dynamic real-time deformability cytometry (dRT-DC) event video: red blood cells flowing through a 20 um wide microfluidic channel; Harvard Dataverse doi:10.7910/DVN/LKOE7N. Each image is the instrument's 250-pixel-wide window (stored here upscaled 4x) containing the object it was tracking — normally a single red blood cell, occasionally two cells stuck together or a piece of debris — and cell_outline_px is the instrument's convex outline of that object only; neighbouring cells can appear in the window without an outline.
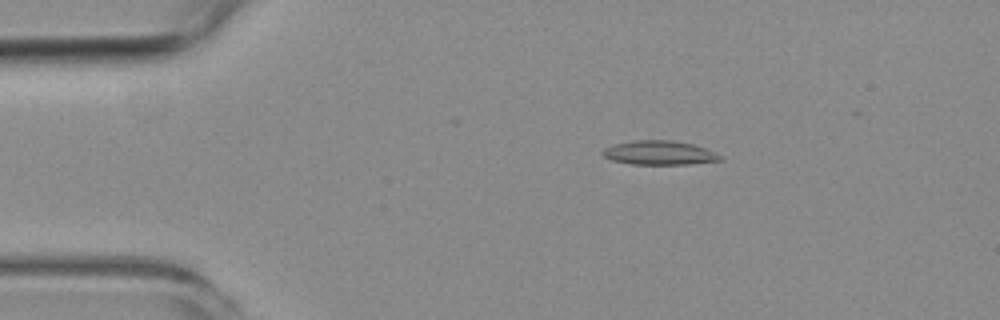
{"species": "common noctule bat (a hibernating species)", "species_latin": "Nyctalus noctula", "temperature_condition": "room temperature", "stored_images_in_passage": 8, "camera_frame_rate_fps": 3000, "um_per_image_px": 0.085, "animal": {"sex": "female", "body_mass_g": 19.3, "forearm_length_mm": 54.1}, "frame": {"image": 1, "passage_image": 4, "time_ms": 3.333, "image_size_px": [1000, 320], "cell_outline_px": [[724, 160], [688, 164], [632, 164], [612, 160], [604, 156], [600, 152], [604, 148], [616, 144], [632, 140], [672, 140], [692, 144], [704, 148], [724, 156]], "centroid_in_image_um": [56.06, 12.99], "position_along_channel_um": 28.9, "area_um2": 16.47}}
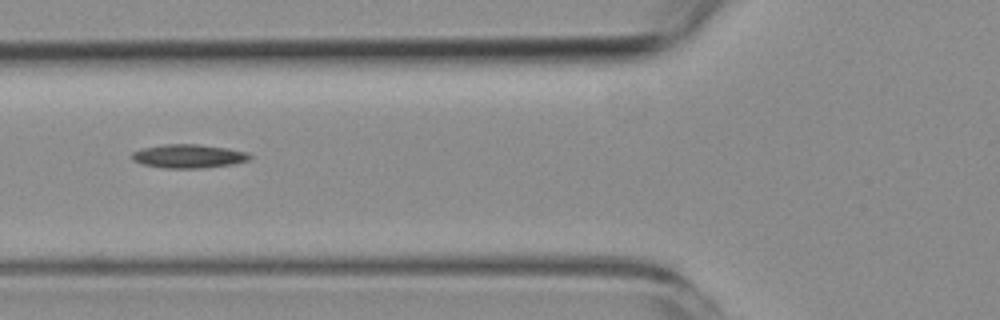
{"frame": {"image": 2, "passage_image": 7, "time_ms": 7.0, "image_size_px": [1000, 320], "cell_outline_px": [[252, 156], [248, 160], [232, 164], [204, 168], [164, 168], [140, 164], [132, 160], [132, 152], [140, 148], [164, 144], [200, 144], [228, 148], [248, 152]], "centroid_in_image_um": [16.0, 13.27], "position_along_channel_um": 109.8, "area_um2": 16.47}}
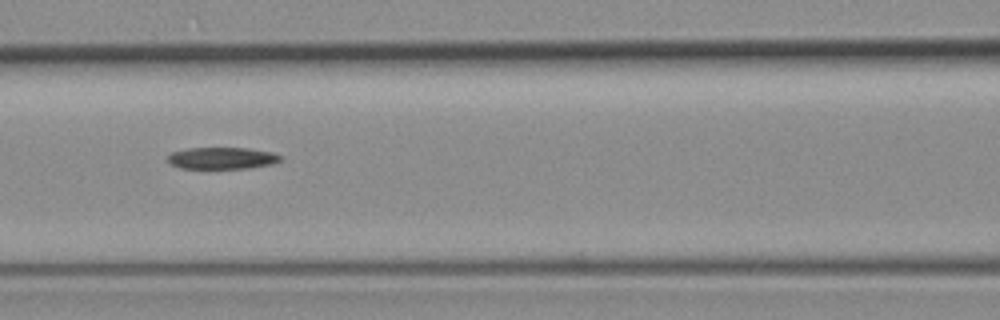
{"frame": {"image": 3, "passage_image": 8, "time_ms": 8.0, "image_size_px": [1000, 320], "cell_outline_px": [[284, 160], [272, 164], [248, 168], [180, 168], [168, 164], [164, 160], [172, 152], [188, 148], [248, 148], [272, 152], [284, 156]], "centroid_in_image_um": [18.87, 13.44], "position_along_channel_um": 147.7, "area_um2": 14.57}}